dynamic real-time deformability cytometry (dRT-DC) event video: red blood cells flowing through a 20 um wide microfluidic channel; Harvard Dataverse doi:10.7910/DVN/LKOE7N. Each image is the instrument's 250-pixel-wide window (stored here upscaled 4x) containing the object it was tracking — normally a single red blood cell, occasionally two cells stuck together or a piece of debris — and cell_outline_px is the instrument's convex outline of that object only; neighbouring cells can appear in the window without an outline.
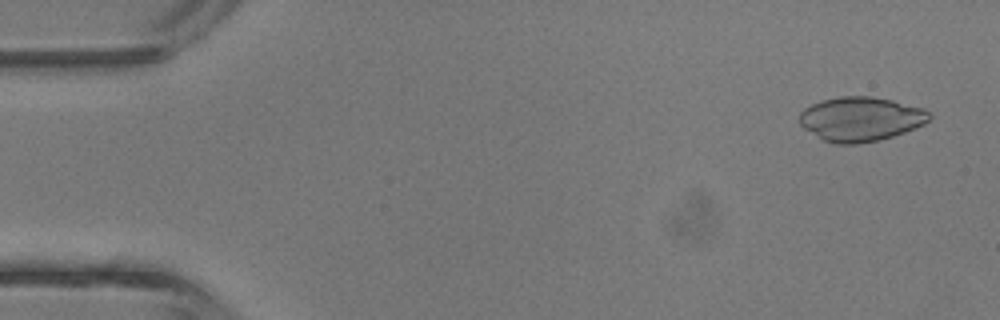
{"species": "common noctule bat (a hibernating species)", "species_latin": "Nyctalus noctula", "temperature_condition": "room temperature", "stored_images_in_passage": 42, "camera_frame_rate_fps": 3000, "um_per_image_px": 0.085, "animal": {"sex": "male", "body_mass_g": 13.3}, "frame": {"image": 1, "passage_image": 2, "time_ms": 0.333, "image_size_px": [1000, 320], "cell_outline_px": [[932, 116], [924, 124], [904, 132], [880, 140], [856, 144], [836, 144], [824, 140], [804, 128], [800, 124], [800, 112], [804, 108], [820, 100], [840, 96], [872, 96], [892, 100], [924, 108]], "centroid_in_image_um": [73.15, 10.11], "position_along_channel_um": 11.8, "area_um2": 33.52}}